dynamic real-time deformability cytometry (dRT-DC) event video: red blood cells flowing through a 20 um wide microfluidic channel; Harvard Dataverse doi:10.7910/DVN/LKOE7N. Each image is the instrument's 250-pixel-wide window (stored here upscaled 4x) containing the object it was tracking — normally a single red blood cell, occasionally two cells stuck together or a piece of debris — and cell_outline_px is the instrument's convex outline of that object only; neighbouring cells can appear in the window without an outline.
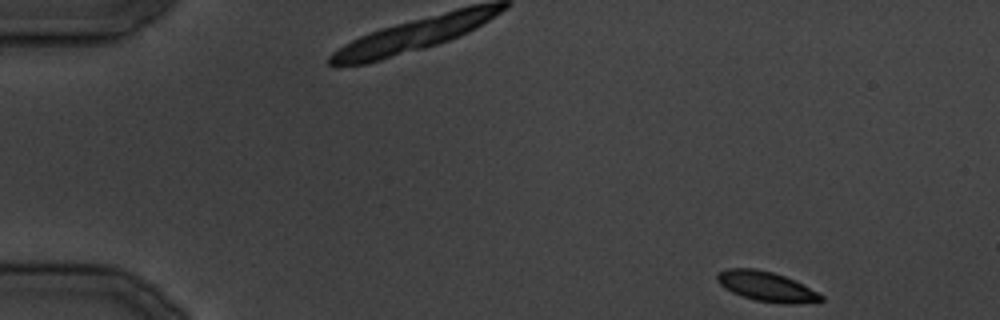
{"species": "common noctule bat (a hibernating species)", "species_latin": "Nyctalus noctula", "temperature_condition": "cold", "stored_images_in_passage": 32, "camera_frame_rate_fps": 3000, "um_per_image_px": 0.085, "animal": {"sex": "male", "body_mass_g": 19.5, "forearm_length_mm": 54.6}, "frame": {"image": 1, "passage_image": 1, "time_ms": 0.0, "image_size_px": [1000, 320], "cell_outline_px": [[824, 300], [792, 304], [784, 304], [756, 300], [732, 292], [724, 288], [716, 280], [716, 276], [720, 272], [728, 268], [756, 268], [772, 272], [784, 276], [824, 296]], "centroid_in_image_um": [65.1, 24.34], "position_along_channel_um": 19.9, "area_um2": 17.63}}
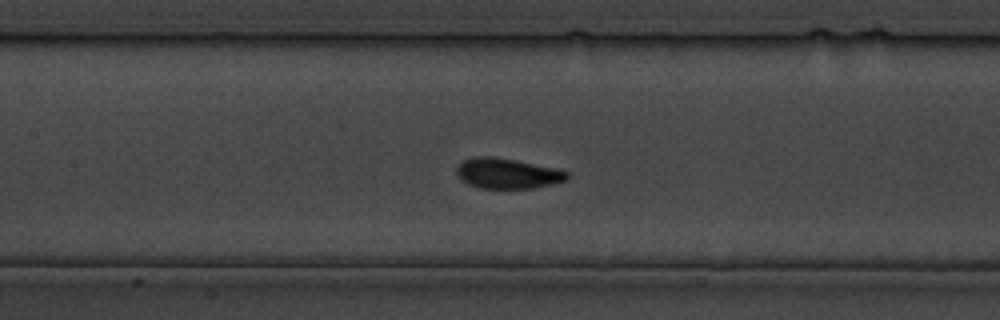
{"frame": {"image": 2, "passage_image": 14, "time_ms": 16.0, "image_size_px": [1000, 320], "cell_outline_px": [[572, 176], [568, 180], [552, 184], [532, 188], [480, 188], [468, 184], [460, 180], [456, 172], [456, 168], [464, 160], [476, 156], [492, 156], [516, 160], [556, 168], [572, 172]], "centroid_in_image_um": [43.18, 14.74], "position_along_channel_um": 164.2, "area_um2": 19.77}}
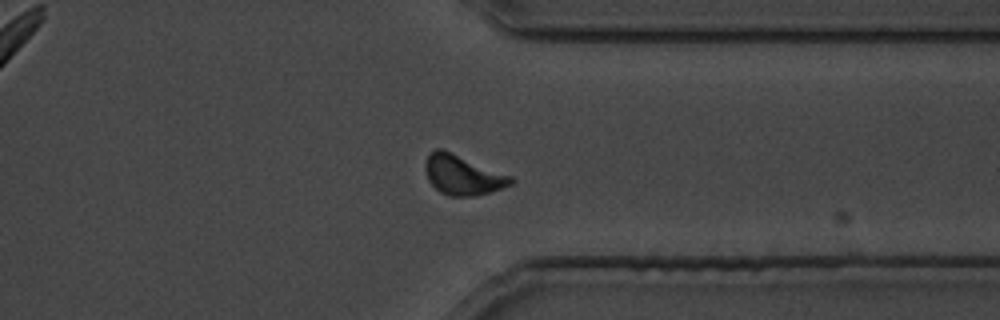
{"frame": {"image": 3, "passage_image": 25, "time_ms": 29.333, "image_size_px": [1000, 320], "cell_outline_px": [[516, 180], [512, 184], [476, 196], [448, 196], [440, 192], [428, 180], [424, 168], [424, 164], [428, 156], [436, 148], [440, 148], [512, 176]], "centroid_in_image_um": [39.32, 14.88], "position_along_channel_um": 372.1, "area_um2": 19.59}}